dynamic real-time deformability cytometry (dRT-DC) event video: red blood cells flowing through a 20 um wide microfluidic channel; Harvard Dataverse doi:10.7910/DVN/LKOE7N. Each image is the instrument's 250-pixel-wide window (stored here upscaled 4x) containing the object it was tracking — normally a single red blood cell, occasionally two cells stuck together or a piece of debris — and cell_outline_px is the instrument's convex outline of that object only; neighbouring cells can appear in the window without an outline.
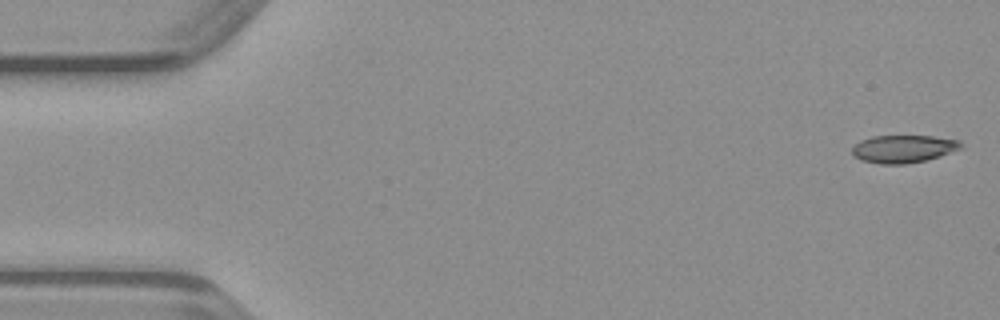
{"species": "common noctule bat (a hibernating species)", "species_latin": "Nyctalus noctula", "temperature_condition": "warm", "stored_images_in_passage": 48, "camera_frame_rate_fps": 3000, "um_per_image_px": 0.085, "animal": {"sex": "male", "body_mass_g": 23.1, "forearm_length_mm": 52.7}, "frame": {"image": 1, "passage_image": 1, "time_ms": 0.0, "image_size_px": [1000, 320], "cell_outline_px": [[964, 144], [960, 148], [940, 156], [924, 160], [904, 164], [880, 164], [860, 160], [852, 156], [852, 148], [860, 140], [872, 136], [932, 136], [960, 140]], "centroid_in_image_um": [76.76, 12.65], "position_along_channel_um": 8.2, "area_um2": 17.57}}
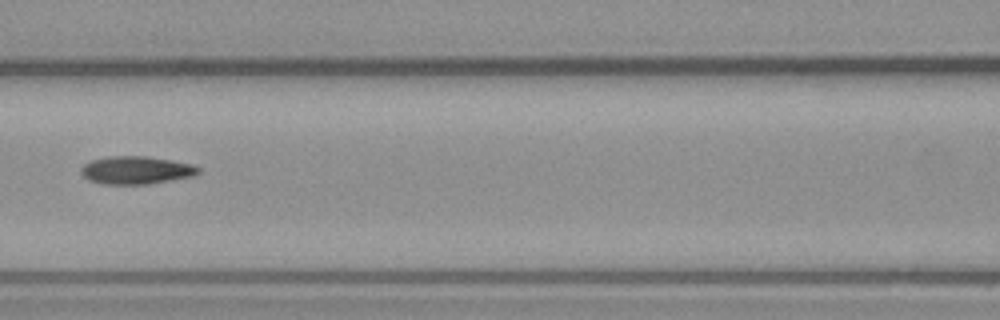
{"frame": {"image": 2, "passage_image": 21, "time_ms": 6.667, "image_size_px": [1000, 320], "cell_outline_px": [[200, 172], [196, 176], [148, 184], [100, 184], [88, 180], [80, 172], [80, 168], [84, 164], [92, 160], [108, 156], [148, 156], [172, 160], [192, 164], [200, 168]], "centroid_in_image_um": [11.59, 14.46], "position_along_channel_um": 155.0, "area_um2": 19.31}}
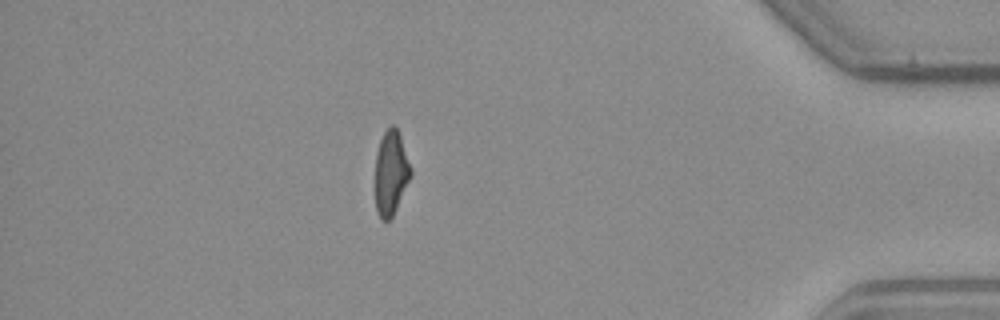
{"frame": {"image": 3, "passage_image": 42, "time_ms": 13.667, "image_size_px": [1000, 320], "cell_outline_px": [[412, 176], [392, 216], [388, 220], [380, 220], [376, 212], [376, 152], [380, 140], [384, 132], [392, 124], [396, 128], [400, 136], [412, 168]], "centroid_in_image_um": [33.24, 14.7], "position_along_channel_um": 402.0, "area_um2": 17.4}}